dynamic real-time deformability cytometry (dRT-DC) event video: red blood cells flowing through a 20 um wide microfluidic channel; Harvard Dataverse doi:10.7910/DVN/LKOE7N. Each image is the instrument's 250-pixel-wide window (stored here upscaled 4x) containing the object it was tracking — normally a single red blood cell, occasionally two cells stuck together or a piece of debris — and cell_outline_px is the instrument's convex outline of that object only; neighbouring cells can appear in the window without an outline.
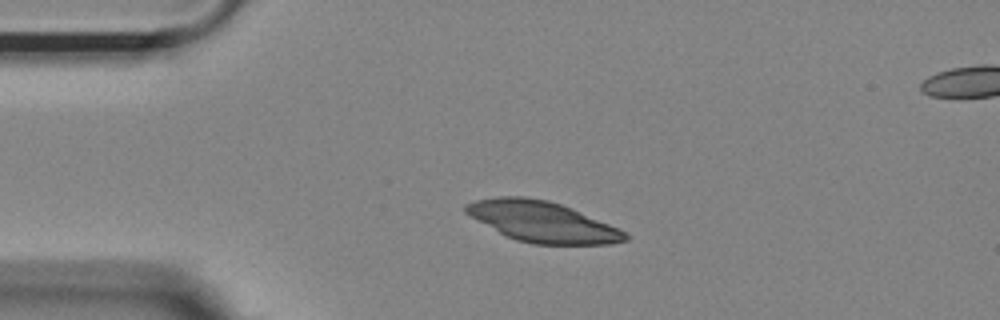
{"species": "Egyptian fruit bat (a non-hibernating species)", "species_latin": "Rousettus aegyptiacus", "temperature_condition": "room temperature", "stored_images_in_passage": 34, "camera_frame_rate_fps": 3000, "um_per_image_px": 0.085, "animal": {"sex": "female"}, "frame": {"image": 1, "passage_image": 1, "time_ms": 0.0, "image_size_px": [1000, 320], "cell_outline_px": [[628, 240], [612, 244], [532, 244], [516, 240], [500, 232], [464, 212], [464, 204], [476, 200], [500, 196], [524, 196], [548, 200], [572, 208], [608, 224], [624, 232], [628, 236]], "centroid_in_image_um": [46.09, 18.84], "position_along_channel_um": 38.9, "area_um2": 37.17}}